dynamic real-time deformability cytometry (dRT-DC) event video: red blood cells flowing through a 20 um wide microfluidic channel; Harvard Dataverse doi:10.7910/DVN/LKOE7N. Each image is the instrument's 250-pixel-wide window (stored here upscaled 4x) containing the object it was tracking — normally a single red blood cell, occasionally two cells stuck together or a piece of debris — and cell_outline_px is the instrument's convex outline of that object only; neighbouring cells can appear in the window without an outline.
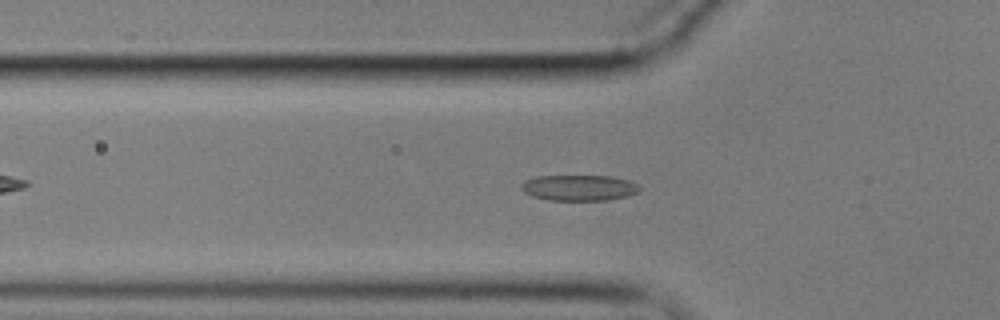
{"species": "common noctule bat (a hibernating species)", "species_latin": "Nyctalus noctula", "temperature_condition": "cold", "stored_images_in_passage": 43, "camera_frame_rate_fps": 3000, "um_per_image_px": 0.085, "animal": {"sex": "male", "body_mass_g": 17.9}, "frame": {"image": 1, "passage_image": 11, "time_ms": 3.333, "image_size_px": [1000, 320], "cell_outline_px": [[640, 192], [628, 196], [608, 200], [548, 200], [532, 196], [524, 192], [520, 188], [524, 180], [536, 176], [612, 176], [628, 180], [636, 184], [640, 188]], "centroid_in_image_um": [49.21, 15.96], "position_along_channel_um": 76.6, "area_um2": 17.86}}
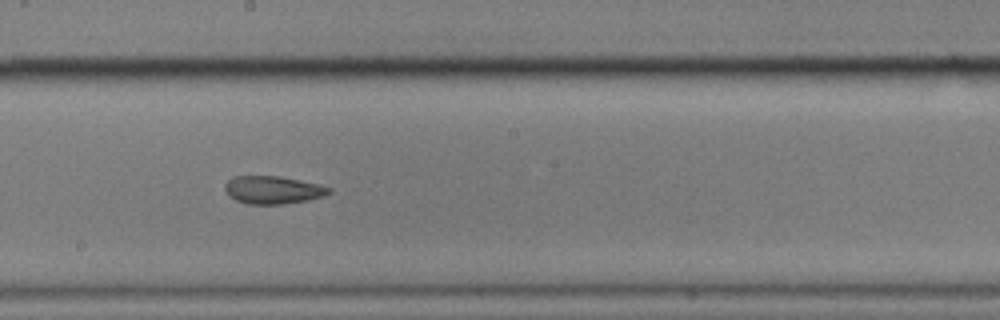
{"frame": {"image": 2, "passage_image": 24, "time_ms": 7.667, "image_size_px": [1000, 320], "cell_outline_px": [[332, 192], [324, 196], [308, 200], [284, 204], [248, 204], [236, 200], [228, 196], [224, 188], [224, 184], [232, 176], [280, 176], [316, 184], [332, 188]], "centroid_in_image_um": [23.17, 16.14], "position_along_channel_um": 225.0, "area_um2": 16.94}}
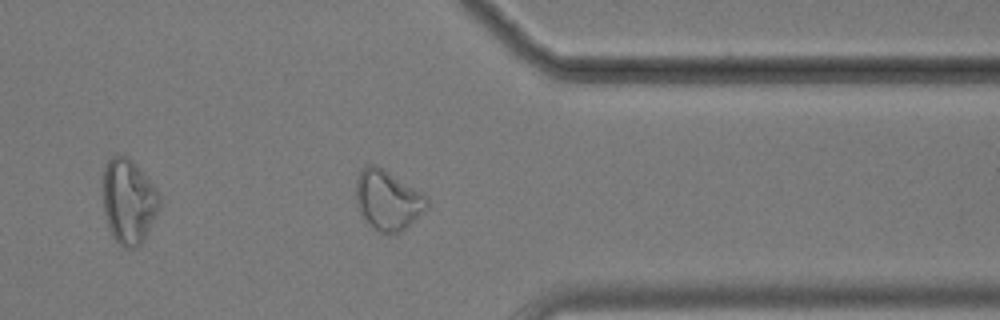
{"frame": {"image": 3, "passage_image": 38, "time_ms": 12.333, "image_size_px": [1000, 320], "cell_outline_px": [[428, 208], [400, 232], [380, 232], [372, 228], [364, 220], [356, 204], [356, 180], [360, 168], [364, 164], [376, 164], [428, 196]], "centroid_in_image_um": [32.93, 16.98], "position_along_channel_um": 378.5, "area_um2": 24.85}, "authors_computed_cell_mechanics": {"area_um2": 17.5134, "velocity_mm_per_s": 3.4182, "shape_relaxation_time_tau1_ms": null, "shape_relaxation_time_tau2_ms": 4.1708, "deformation_change_tau1": null, "deformation_change_tau2": 0.1109}}